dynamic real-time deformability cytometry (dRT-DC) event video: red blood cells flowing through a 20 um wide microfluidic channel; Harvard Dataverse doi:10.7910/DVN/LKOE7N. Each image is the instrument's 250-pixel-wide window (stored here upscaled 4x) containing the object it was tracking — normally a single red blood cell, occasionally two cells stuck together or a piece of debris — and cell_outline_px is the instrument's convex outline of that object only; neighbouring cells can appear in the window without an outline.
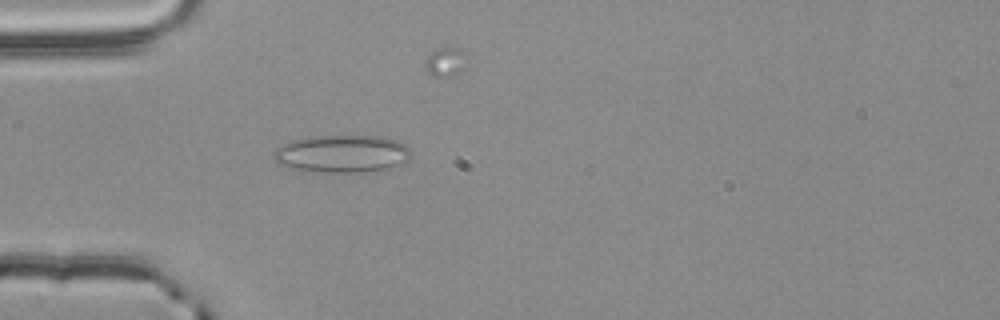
{"species": "common noctule bat (a hibernating species)", "species_latin": "Nyctalus noctula", "temperature_condition": "room temperature", "stored_images_in_passage": 40, "camera_frame_rate_fps": 3000, "um_per_image_px": 0.085, "animal": {"sex": "male", "body_mass_g": 20.4}, "frame": {"image": 1, "passage_image": 1, "time_ms": 0.0, "image_size_px": [1000, 320], "cell_outline_px": [[412, 156], [408, 160], [400, 164], [388, 168], [356, 172], [324, 172], [288, 168], [280, 164], [272, 156], [276, 148], [292, 140], [312, 136], [384, 136], [396, 140], [404, 144], [408, 148]], "centroid_in_image_um": [29.07, 13.06], "position_along_channel_um": 55.9, "area_um2": 29.94}}
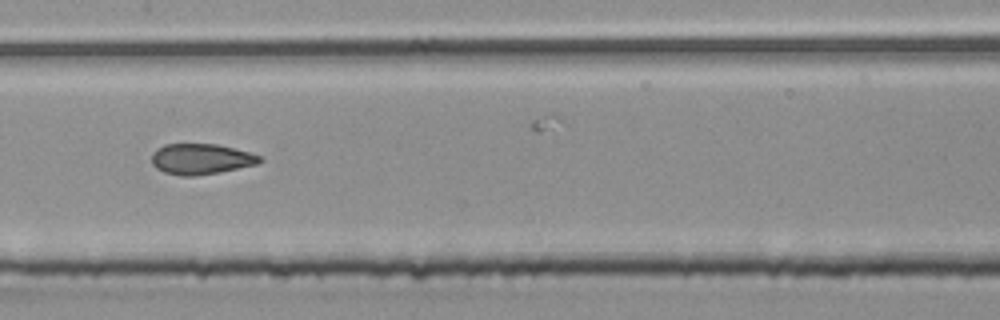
{"frame": {"image": 2, "passage_image": 12, "time_ms": 3.667, "image_size_px": [1000, 320], "cell_outline_px": [[264, 160], [256, 164], [220, 172], [196, 176], [180, 176], [164, 172], [156, 168], [152, 164], [152, 152], [156, 148], [164, 144], [216, 144], [248, 152], [260, 156]], "centroid_in_image_um": [17.04, 13.52], "position_along_channel_um": 190.4, "area_um2": 19.31}}
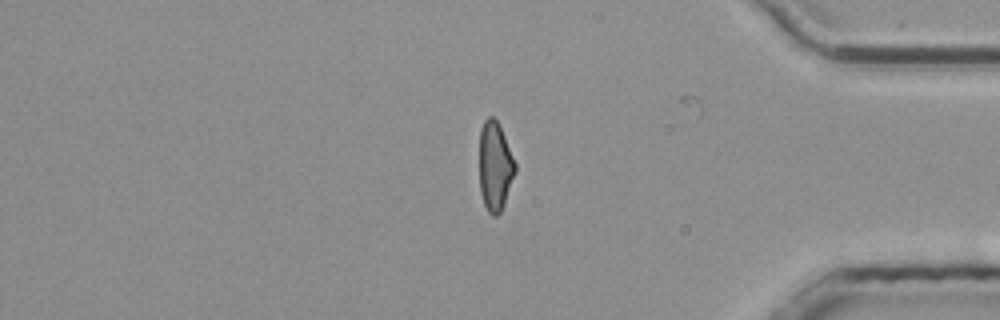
{"frame": {"image": 3, "passage_image": 30, "time_ms": 9.667, "image_size_px": [1000, 320], "cell_outline_px": [[516, 172], [504, 204], [500, 212], [496, 216], [492, 216], [488, 212], [484, 204], [480, 192], [480, 128], [484, 120], [488, 116], [492, 116], [500, 124], [516, 164]], "centroid_in_image_um": [42.08, 14.12], "position_along_channel_um": 393.1, "area_um2": 18.73}, "authors_computed_cell_mechanics": {"area_um2": 19.3052, "velocity_mm_per_s": 3.8291, "shape_relaxation_time_tau1_ms": null, "shape_relaxation_time_tau2_ms": 1.9462, "deformation_change_tau1": null, "deformation_change_tau2": 0.086}}